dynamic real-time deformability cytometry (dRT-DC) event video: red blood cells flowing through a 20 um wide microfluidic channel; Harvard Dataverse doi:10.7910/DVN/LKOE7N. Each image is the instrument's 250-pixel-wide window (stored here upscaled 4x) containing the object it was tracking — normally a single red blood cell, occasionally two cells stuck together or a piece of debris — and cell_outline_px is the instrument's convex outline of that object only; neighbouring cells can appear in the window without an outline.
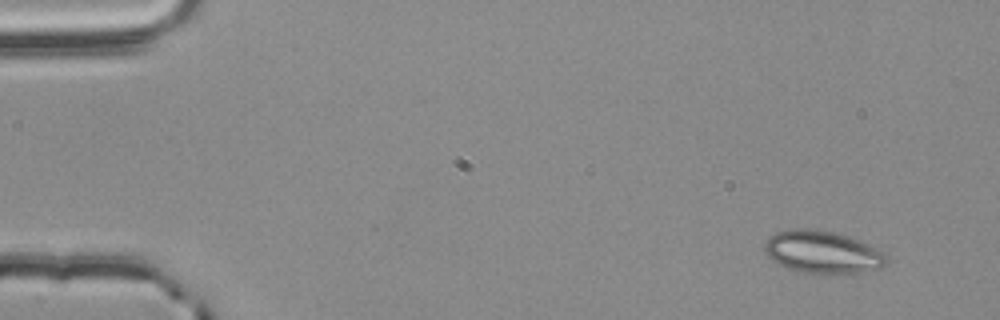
{"species": "common noctule bat (a hibernating species)", "species_latin": "Nyctalus noctula", "temperature_condition": "room temperature", "stored_images_in_passage": 3, "camera_frame_rate_fps": 3000, "um_per_image_px": 0.085, "animal": {"sex": "male", "body_mass_g": 20.4}, "frame": {"image": 1, "passage_image": 1, "time_ms": 0.0, "image_size_px": [1000, 320], "cell_outline_px": [[888, 264], [880, 268], [864, 272], [824, 276], [796, 272], [772, 260], [764, 252], [764, 244], [768, 236], [776, 232], [792, 228], [816, 228], [848, 236], [860, 240], [884, 252], [888, 260]], "centroid_in_image_um": [69.91, 21.46], "position_along_channel_um": 15.1, "area_um2": 31.21}}